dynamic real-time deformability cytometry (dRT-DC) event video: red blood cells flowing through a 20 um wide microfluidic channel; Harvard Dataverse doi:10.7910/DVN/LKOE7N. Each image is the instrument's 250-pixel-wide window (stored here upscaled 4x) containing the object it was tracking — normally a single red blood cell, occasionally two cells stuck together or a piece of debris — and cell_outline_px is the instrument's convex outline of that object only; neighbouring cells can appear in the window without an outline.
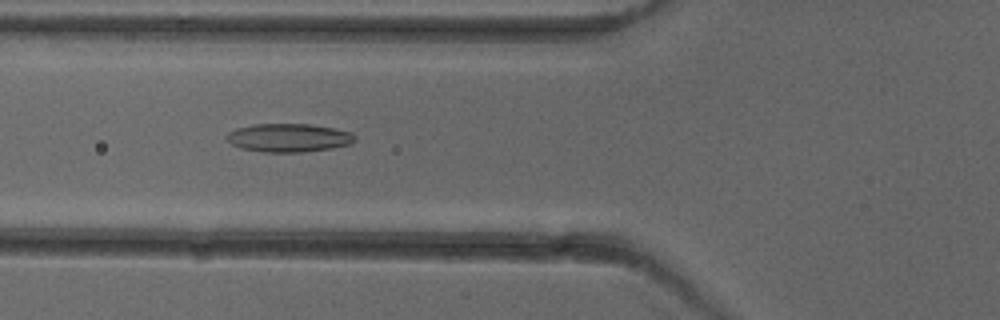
{"species": "common noctule bat (a hibernating species)", "species_latin": "Nyctalus noctula", "temperature_condition": "cold", "stored_images_in_passage": 6, "camera_frame_rate_fps": 3000, "um_per_image_px": 0.085, "animal": {"sex": "female"}, "frame": {"image": 1, "passage_image": 4, "time_ms": 4.333, "image_size_px": [1000, 320], "cell_outline_px": [[356, 140], [348, 144], [332, 148], [300, 152], [264, 152], [240, 148], [232, 144], [224, 136], [228, 132], [236, 128], [252, 124], [308, 124], [332, 128], [352, 132], [356, 136]], "centroid_in_image_um": [24.51, 11.7], "position_along_channel_um": 101.3, "area_um2": 21.21}}
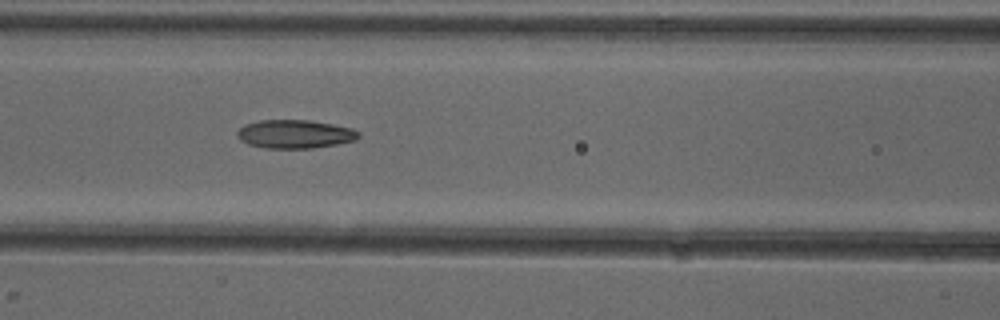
{"frame": {"image": 2, "passage_image": 5, "time_ms": 5.333, "image_size_px": [1000, 320], "cell_outline_px": [[360, 136], [356, 140], [336, 144], [312, 148], [264, 148], [248, 144], [240, 140], [236, 136], [236, 132], [244, 124], [260, 120], [308, 120], [332, 124], [352, 128], [360, 132]], "centroid_in_image_um": [25.05, 11.39], "position_along_channel_um": 141.6, "area_um2": 20.23}}
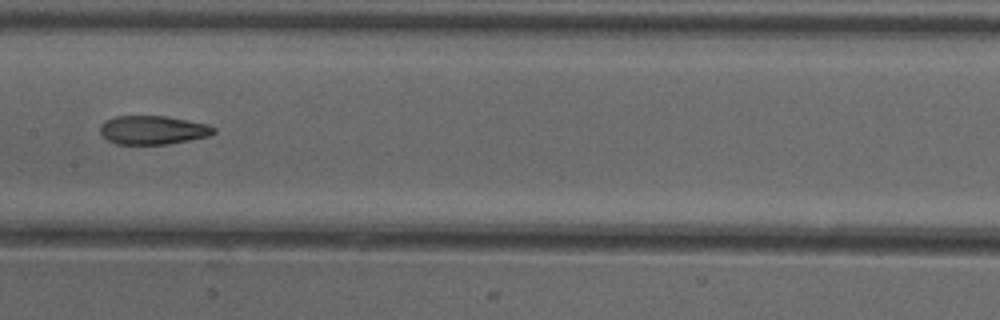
{"frame": {"image": 3, "passage_image": 6, "time_ms": 6.667, "image_size_px": [1000, 320], "cell_outline_px": [[216, 132], [208, 136], [168, 144], [116, 144], [108, 140], [100, 132], [100, 124], [104, 120], [116, 116], [168, 116], [208, 124], [216, 128]], "centroid_in_image_um": [12.99, 11.04], "position_along_channel_um": 194.4, "area_um2": 19.07}}